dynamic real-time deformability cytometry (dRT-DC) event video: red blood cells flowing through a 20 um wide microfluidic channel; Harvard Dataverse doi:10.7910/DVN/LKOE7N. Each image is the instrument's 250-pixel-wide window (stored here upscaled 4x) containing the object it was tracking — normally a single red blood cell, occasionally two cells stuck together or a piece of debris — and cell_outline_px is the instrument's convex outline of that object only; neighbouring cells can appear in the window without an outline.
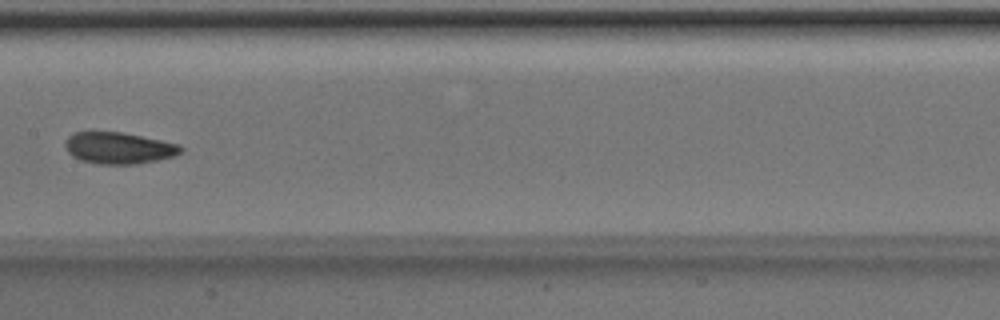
{"species": "Egyptian fruit bat (a non-hibernating species)", "species_latin": "Rousettus aegyptiacus", "temperature_condition": "room temperature", "stored_images_in_passage": 8, "camera_frame_rate_fps": 3000, "um_per_image_px": 0.085, "animal": {"sex": "male"}, "frame": {"image": 1, "passage_image": 7, "time_ms": 2.0, "image_size_px": [1000, 320], "cell_outline_px": [[184, 148], [176, 156], [136, 164], [96, 164], [80, 160], [72, 156], [68, 152], [64, 144], [68, 136], [76, 132], [124, 132], [180, 144]], "centroid_in_image_um": [10.1, 12.58], "position_along_channel_um": 197.3, "area_um2": 21.39}}
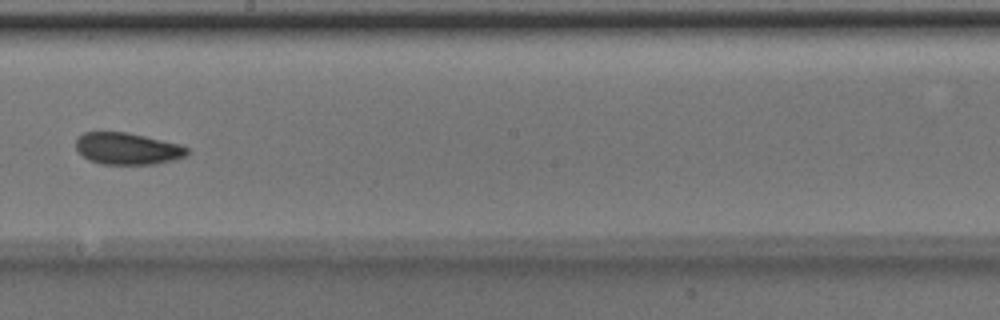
{"frame": {"image": 2, "passage_image": 8, "time_ms": 2.333, "image_size_px": [1000, 320], "cell_outline_px": [[188, 156], [156, 164], [100, 164], [88, 160], [76, 148], [76, 140], [84, 132], [124, 132], [144, 136], [180, 144], [188, 148]], "centroid_in_image_um": [10.84, 12.64], "position_along_channel_um": 237.4, "area_um2": 20.52}}